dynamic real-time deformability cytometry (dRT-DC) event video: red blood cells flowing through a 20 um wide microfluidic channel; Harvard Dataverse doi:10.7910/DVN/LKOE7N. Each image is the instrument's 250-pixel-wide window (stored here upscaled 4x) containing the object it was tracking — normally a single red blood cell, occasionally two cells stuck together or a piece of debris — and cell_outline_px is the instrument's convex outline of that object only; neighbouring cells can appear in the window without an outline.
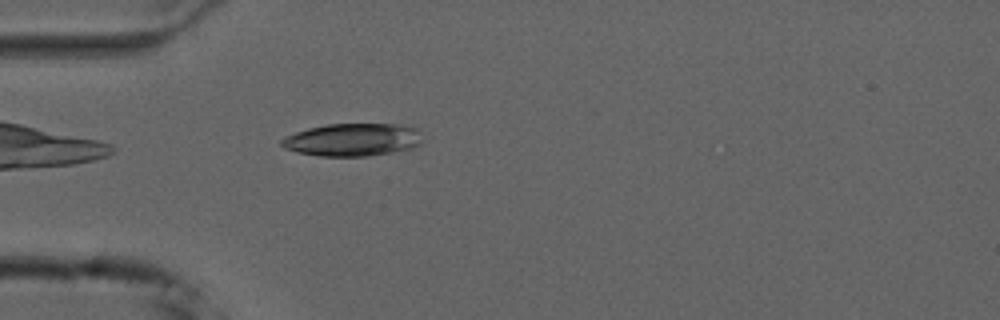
{"species": "common noctule bat (a hibernating species)", "species_latin": "Nyctalus noctula", "temperature_condition": "cold", "stored_images_in_passage": 41, "camera_frame_rate_fps": 3000, "um_per_image_px": 0.085, "animal": {"sex": "male", "forearm_length_mm": 52.5}, "frame": {"image": 1, "passage_image": 3, "time_ms": 0.667, "image_size_px": [1000, 320], "cell_outline_px": [[420, 144], [412, 148], [392, 152], [368, 156], [320, 156], [296, 152], [284, 148], [280, 144], [280, 140], [284, 136], [308, 128], [328, 124], [396, 124], [416, 128], [420, 140]], "centroid_in_image_um": [29.91, 11.88], "position_along_channel_um": 55.1, "area_um2": 26.76}}
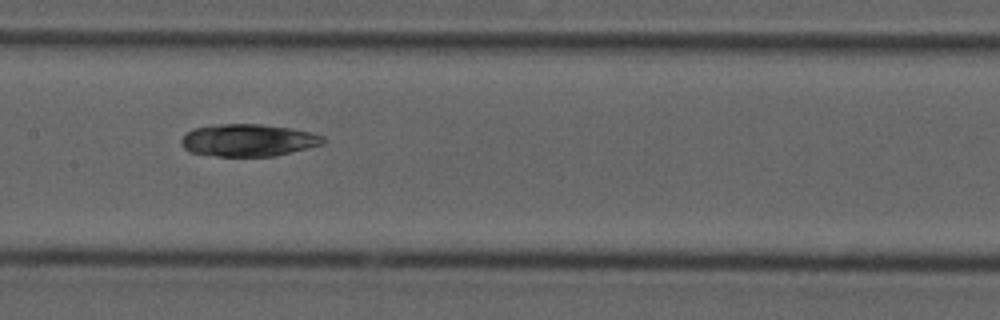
{"frame": {"image": 2, "passage_image": 14, "time_ms": 4.333, "image_size_px": [1000, 320], "cell_outline_px": [[324, 144], [276, 156], [216, 156], [188, 152], [180, 144], [180, 140], [192, 128], [220, 124], [260, 124], [288, 128], [308, 132], [324, 136]], "centroid_in_image_um": [21.07, 11.93], "position_along_channel_um": 186.3, "area_um2": 26.65}}
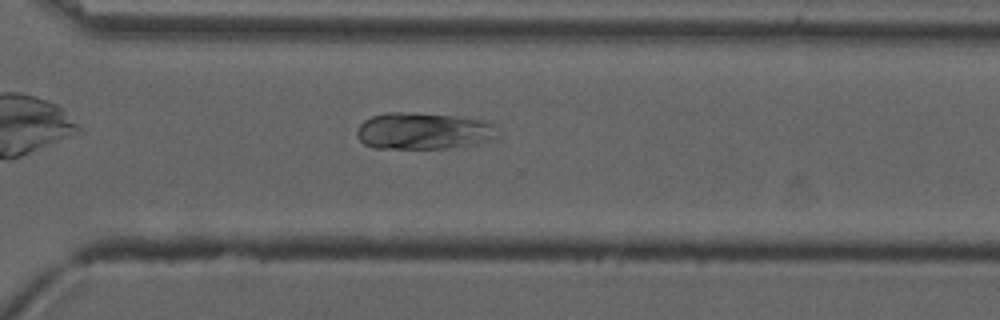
{"frame": {"image": 3, "passage_image": 26, "time_ms": 8.333, "image_size_px": [1000, 320], "cell_outline_px": [[500, 136], [476, 144], [444, 148], [372, 148], [364, 144], [356, 136], [356, 132], [360, 124], [364, 120], [372, 116], [384, 112], [408, 112], [456, 116], [480, 120], [500, 124]], "centroid_in_image_um": [36.03, 11.13], "position_along_channel_um": 334.6, "area_um2": 30.58}, "authors_computed_cell_mechanics": {"area_um2": 27.9174, "velocity_mm_per_s": 3.7175, "shape_relaxation_time_tau1_ms": 5.9075, "shape_relaxation_time_tau2_ms": 1.5497, "deformation_change_tau1": 0.093, "deformation_change_tau2": 0.0434}}